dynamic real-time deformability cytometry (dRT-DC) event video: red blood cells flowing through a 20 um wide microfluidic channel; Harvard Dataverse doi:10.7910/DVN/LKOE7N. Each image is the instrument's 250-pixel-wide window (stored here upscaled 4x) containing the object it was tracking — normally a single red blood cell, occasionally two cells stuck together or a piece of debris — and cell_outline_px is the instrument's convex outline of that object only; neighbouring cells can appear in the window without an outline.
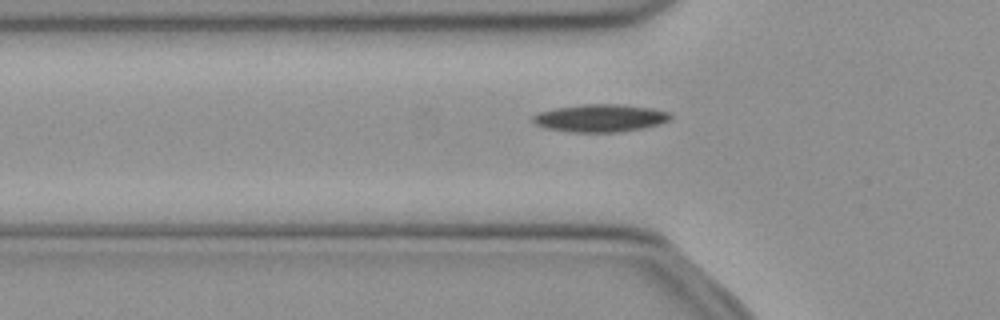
{"species": "common noctule bat (a hibernating species)", "species_latin": "Nyctalus noctula", "temperature_condition": "cold", "stored_images_in_passage": 36, "camera_frame_rate_fps": 3000, "um_per_image_px": 0.085, "animal": {"sex": "female", "body_mass_g": 21.9}, "frame": {"image": 1, "passage_image": 3, "time_ms": 0.667, "image_size_px": [1000, 320], "cell_outline_px": [[672, 116], [668, 120], [660, 124], [644, 128], [620, 132], [572, 132], [544, 128], [532, 124], [532, 116], [540, 112], [556, 108], [580, 104], [616, 104], [652, 108], [668, 112]], "centroid_in_image_um": [50.99, 10.04], "position_along_channel_um": 74.8, "area_um2": 22.25}}
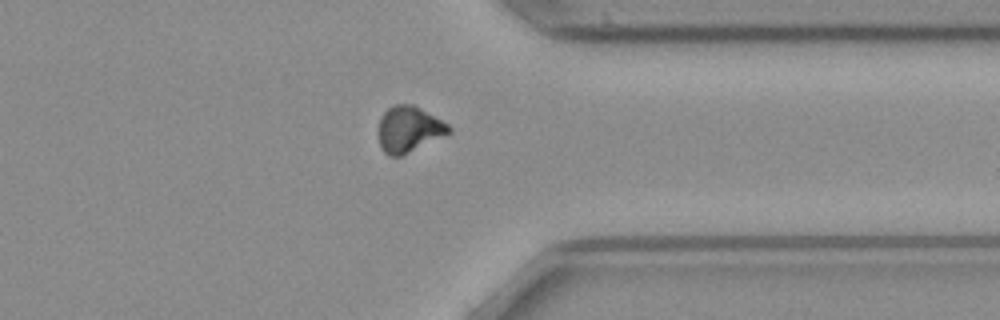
{"frame": {"image": 2, "passage_image": 26, "time_ms": 8.333, "image_size_px": [1000, 320], "cell_outline_px": [[452, 132], [400, 156], [388, 156], [384, 152], [380, 144], [380, 116], [392, 104], [412, 104], [420, 108], [448, 124], [452, 128]], "centroid_in_image_um": [34.76, 10.97], "position_along_channel_um": 376.6, "area_um2": 18.55}}
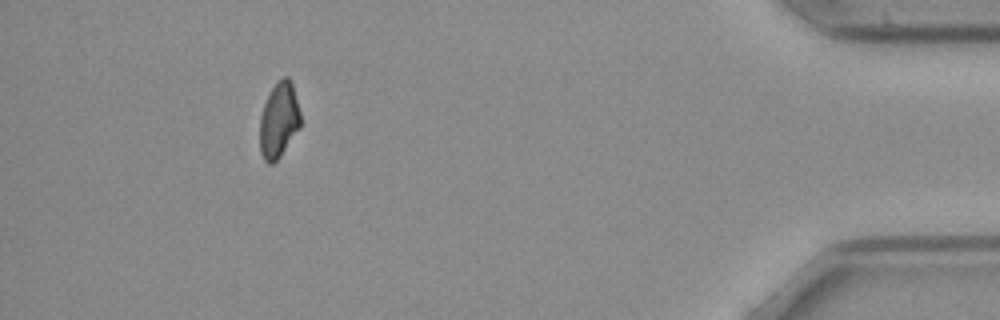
{"frame": {"image": 3, "passage_image": 33, "time_ms": 10.667, "image_size_px": [1000, 320], "cell_outline_px": [[300, 128], [280, 156], [272, 164], [268, 164], [264, 160], [260, 152], [260, 116], [264, 104], [276, 80], [284, 76], [288, 76], [292, 84], [300, 112]], "centroid_in_image_um": [23.7, 10.21], "position_along_channel_um": 411.5, "area_um2": 17.86}}